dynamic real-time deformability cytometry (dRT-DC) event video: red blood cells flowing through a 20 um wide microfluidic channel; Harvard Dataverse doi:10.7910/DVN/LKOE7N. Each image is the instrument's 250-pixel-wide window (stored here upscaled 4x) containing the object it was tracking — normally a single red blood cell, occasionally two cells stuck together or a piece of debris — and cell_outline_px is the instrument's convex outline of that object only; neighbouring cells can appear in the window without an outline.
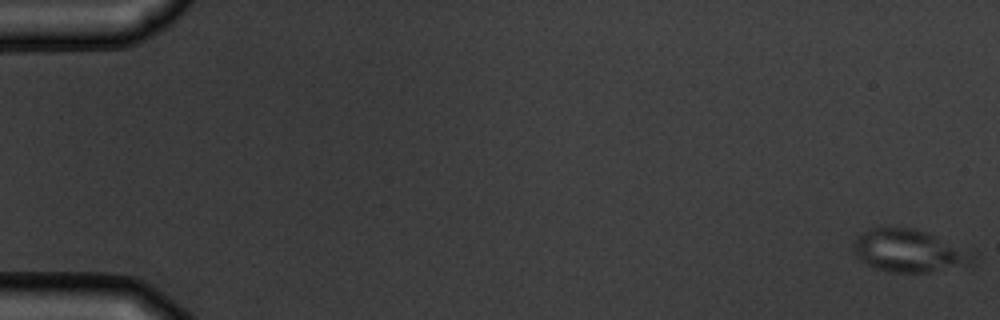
{"species": "common noctule bat (a hibernating species)", "species_latin": "Nyctalus noctula", "temperature_condition": "warm", "stored_images_in_passage": 8, "camera_frame_rate_fps": 3000, "um_per_image_px": 0.085, "animal": {"sex": "male", "body_mass_g": 19.5, "forearm_length_mm": 54.6}, "frame": {"image": 1, "passage_image": 1, "time_ms": 0.0, "image_size_px": [1000, 320], "cell_outline_px": [[972, 268], [928, 272], [888, 272], [876, 268], [860, 260], [852, 252], [856, 236], [860, 232], [868, 228], [916, 228], [928, 232], [972, 252]], "centroid_in_image_um": [77.29, 21.34], "position_along_channel_um": 7.7, "area_um2": 30.11}}